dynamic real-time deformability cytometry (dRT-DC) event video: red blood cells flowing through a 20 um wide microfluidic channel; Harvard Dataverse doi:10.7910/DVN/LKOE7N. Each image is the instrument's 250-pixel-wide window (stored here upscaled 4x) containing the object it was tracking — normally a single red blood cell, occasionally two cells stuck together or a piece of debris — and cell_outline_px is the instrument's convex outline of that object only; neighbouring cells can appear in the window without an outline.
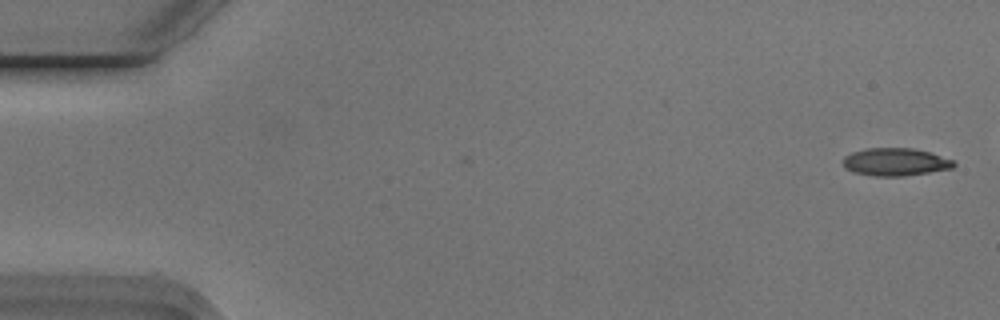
{"species": "Egyptian fruit bat (a non-hibernating species)", "species_latin": "Rousettus aegyptiacus", "temperature_condition": "cold", "stored_images_in_passage": 12, "camera_frame_rate_fps": 3000, "um_per_image_px": 0.085, "animal": {"sex": "male"}, "frame": {"image": 1, "passage_image": 1, "time_ms": 0.0, "image_size_px": [1000, 320], "cell_outline_px": [[956, 164], [952, 168], [904, 176], [876, 176], [852, 172], [844, 168], [844, 156], [852, 152], [864, 148], [912, 148], [928, 152], [952, 160]], "centroid_in_image_um": [76.05, 13.76], "position_along_channel_um": 8.9, "area_um2": 17.74}}